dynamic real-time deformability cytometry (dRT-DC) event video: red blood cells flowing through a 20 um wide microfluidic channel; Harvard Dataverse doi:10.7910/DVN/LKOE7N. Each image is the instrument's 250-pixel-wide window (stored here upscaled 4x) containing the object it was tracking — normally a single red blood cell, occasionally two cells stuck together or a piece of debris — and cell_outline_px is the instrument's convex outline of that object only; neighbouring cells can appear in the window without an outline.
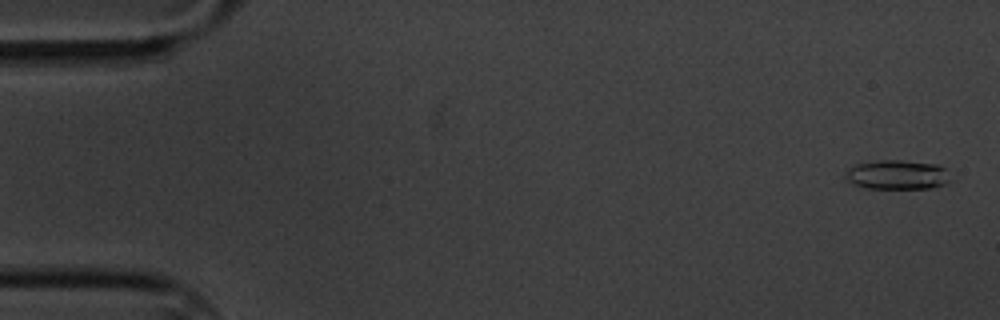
{"species": "common noctule bat (a hibernating species)", "species_latin": "Nyctalus noctula", "temperature_condition": "cold", "stored_images_in_passage": 6, "camera_frame_rate_fps": 3000, "um_per_image_px": 0.085, "animal": {"sex": "male", "body_mass_g": 20.1, "forearm_length_mm": 53.5}, "frame": {"image": 1, "passage_image": 1, "time_ms": 0.0, "image_size_px": [1000, 320], "cell_outline_px": [[948, 180], [944, 184], [932, 188], [864, 188], [844, 180], [844, 176], [856, 164], [880, 160], [900, 160], [936, 164], [944, 168]], "centroid_in_image_um": [76.22, 14.86], "position_along_channel_um": 8.8, "area_um2": 17.63}}